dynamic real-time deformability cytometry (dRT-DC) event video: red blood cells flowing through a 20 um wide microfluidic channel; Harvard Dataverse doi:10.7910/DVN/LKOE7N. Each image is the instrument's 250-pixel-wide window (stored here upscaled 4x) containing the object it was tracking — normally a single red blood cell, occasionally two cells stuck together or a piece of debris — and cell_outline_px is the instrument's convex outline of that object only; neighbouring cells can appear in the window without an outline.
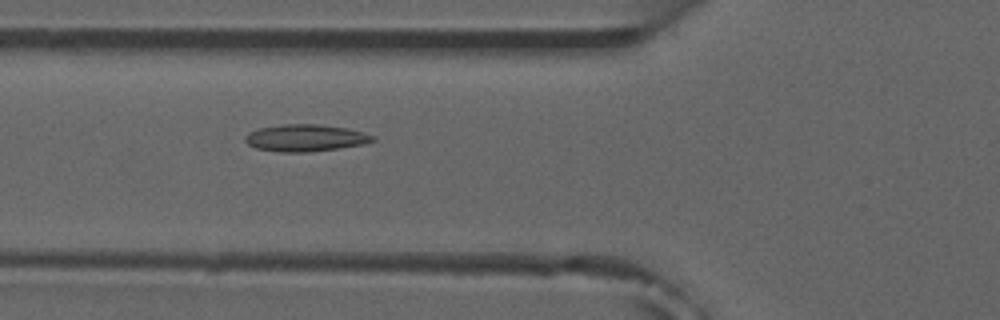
{"species": "common noctule bat (a hibernating species)", "species_latin": "Nyctalus noctula", "temperature_condition": "room temperature", "stored_images_in_passage": 6, "camera_frame_rate_fps": 3000, "um_per_image_px": 0.085, "animal": {"sex": "male", "forearm_length_mm": 52.5}, "frame": {"image": 1, "passage_image": 5, "time_ms": 5.333, "image_size_px": [1000, 320], "cell_outline_px": [[376, 140], [364, 144], [308, 152], [280, 152], [256, 148], [248, 144], [244, 140], [244, 136], [248, 132], [260, 128], [284, 124], [316, 124], [348, 128], [364, 132], [376, 136]], "centroid_in_image_um": [25.97, 11.72], "position_along_channel_um": 99.8, "area_um2": 20.06}}